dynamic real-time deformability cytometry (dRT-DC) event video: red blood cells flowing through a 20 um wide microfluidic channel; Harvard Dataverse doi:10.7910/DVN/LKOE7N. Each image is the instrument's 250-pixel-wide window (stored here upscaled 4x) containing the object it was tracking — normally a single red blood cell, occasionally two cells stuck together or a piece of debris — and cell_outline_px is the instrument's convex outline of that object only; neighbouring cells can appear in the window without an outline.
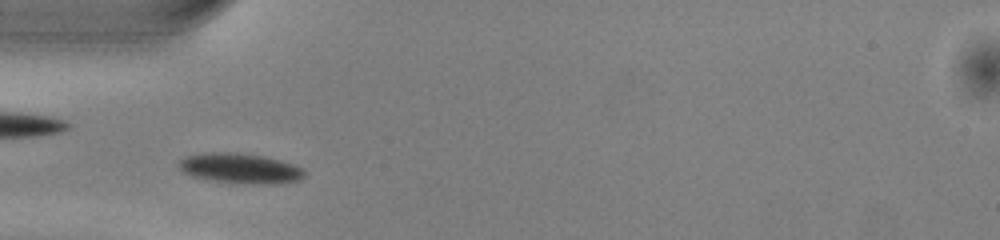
{"species": "common noctule bat (a hibernating species)", "species_latin": "Nyctalus noctula", "temperature_condition": "warm", "stored_images_in_passage": 40, "camera_frame_rate_fps": 3000, "um_per_image_px": 0.085, "animal": {"sex": "male", "body_mass_g": 13.0, "forearm_length_mm": 53.1}, "frame": {"image": 1, "passage_image": 5, "time_ms": 1.333, "image_size_px": [1000, 240], "cell_outline_px": [[304, 176], [300, 180], [268, 184], [252, 184], [216, 180], [192, 176], [184, 172], [180, 168], [180, 160], [184, 156], [204, 152], [228, 152], [264, 156], [280, 160], [304, 168]], "centroid_in_image_um": [20.43, 14.29], "position_along_channel_um": 64.6, "area_um2": 21.73}}
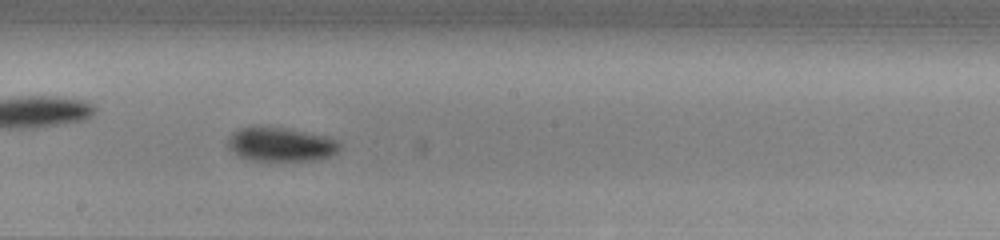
{"frame": {"image": 2, "passage_image": 17, "time_ms": 5.333, "image_size_px": [1000, 240], "cell_outline_px": [[340, 148], [332, 156], [316, 160], [252, 160], [240, 156], [228, 148], [228, 136], [232, 132], [240, 128], [284, 128], [324, 136], [336, 140], [340, 144]], "centroid_in_image_um": [23.87, 12.29], "position_along_channel_um": 224.3, "area_um2": 21.62}}
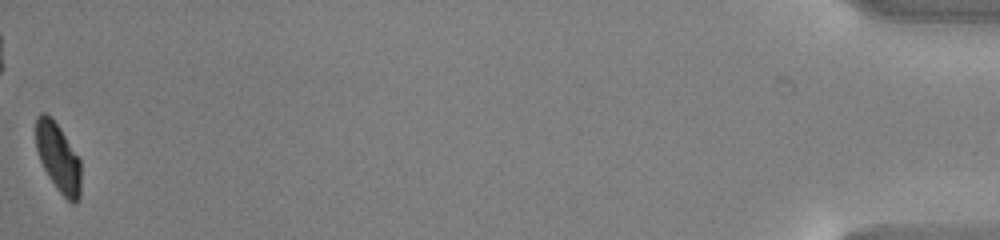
{"frame": {"image": 3, "passage_image": 40, "time_ms": 13.0, "image_size_px": [1000, 240], "cell_outline_px": [[80, 200], [76, 204], [72, 204], [56, 188], [48, 176], [40, 160], [36, 148], [36, 116], [40, 112], [44, 112], [60, 128], [80, 160]], "centroid_in_image_um": [4.95, 13.43], "position_along_channel_um": 430.3, "area_um2": 17.86}, "authors_computed_cell_mechanics": {"area_um2": 20.7502, "velocity_mm_per_s": 4.0146, "shape_relaxation_time_tau1_ms": 1.9549, "shape_relaxation_time_tau2_ms": null, "deformation_change_tau1": 0.1038, "deformation_change_tau2": null}}